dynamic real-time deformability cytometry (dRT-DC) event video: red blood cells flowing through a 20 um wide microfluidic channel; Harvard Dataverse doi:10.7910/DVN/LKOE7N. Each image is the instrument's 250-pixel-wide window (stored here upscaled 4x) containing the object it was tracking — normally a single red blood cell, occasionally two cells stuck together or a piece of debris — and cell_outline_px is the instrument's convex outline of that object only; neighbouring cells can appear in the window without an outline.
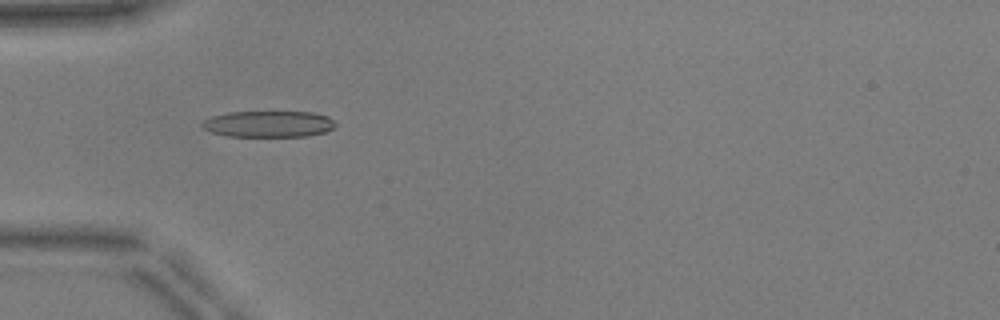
{"species": "common noctule bat (a hibernating species)", "species_latin": "Nyctalus noctula", "temperature_condition": "warm", "stored_images_in_passage": 43, "camera_frame_rate_fps": 3000, "um_per_image_px": 0.085, "animal": {"sex": "male", "body_mass_g": 17.9, "forearm_length_mm": 54.2}, "frame": {"image": 1, "passage_image": 8, "time_ms": 2.333, "image_size_px": [1000, 320], "cell_outline_px": [[336, 124], [332, 128], [324, 132], [308, 136], [228, 136], [212, 132], [204, 128], [200, 124], [204, 120], [212, 116], [228, 112], [312, 112], [328, 116]], "centroid_in_image_um": [22.82, 10.53], "position_along_channel_um": 62.2, "area_um2": 20.29}}
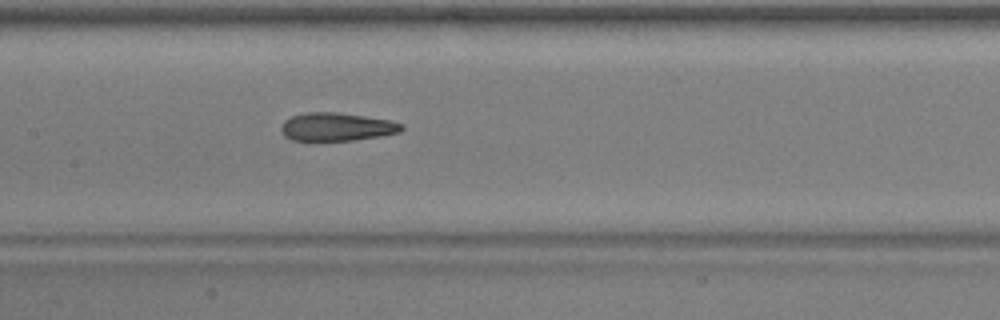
{"frame": {"image": 2, "passage_image": 17, "time_ms": 5.333, "image_size_px": [1000, 320], "cell_outline_px": [[404, 128], [400, 132], [380, 136], [352, 140], [308, 144], [292, 140], [284, 136], [280, 128], [284, 120], [292, 116], [308, 112], [336, 112], [392, 120], [404, 124]], "centroid_in_image_um": [28.57, 10.83], "position_along_channel_um": 178.8, "area_um2": 20.63}}
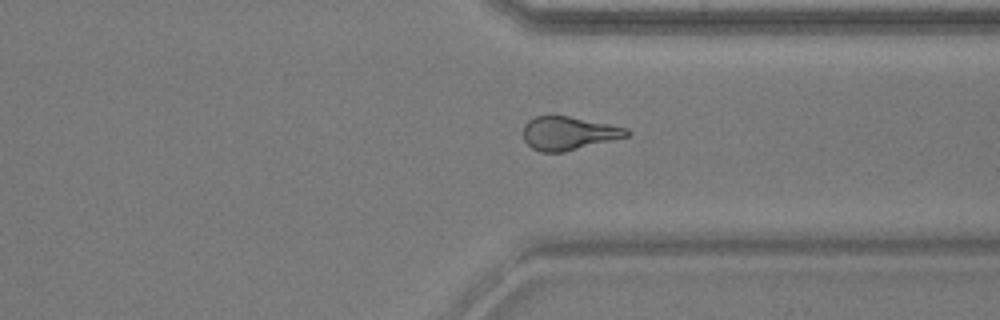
{"frame": {"image": 3, "passage_image": 31, "time_ms": 10.0, "image_size_px": [1000, 320], "cell_outline_px": [[632, 132], [628, 136], [564, 152], [540, 152], [532, 148], [524, 140], [524, 124], [528, 120], [536, 116], [568, 116], [628, 128]], "centroid_in_image_um": [48.33, 11.33], "position_along_channel_um": 363.1, "area_um2": 20.0}, "authors_computed_cell_mechanics": {"area_um2": 20.6346, "velocity_mm_per_s": 3.9483, "shape_relaxation_time_tau1_ms": null, "shape_relaxation_time_tau2_ms": 2.461, "deformation_change_tau1": null, "deformation_change_tau2": 0.1209}}